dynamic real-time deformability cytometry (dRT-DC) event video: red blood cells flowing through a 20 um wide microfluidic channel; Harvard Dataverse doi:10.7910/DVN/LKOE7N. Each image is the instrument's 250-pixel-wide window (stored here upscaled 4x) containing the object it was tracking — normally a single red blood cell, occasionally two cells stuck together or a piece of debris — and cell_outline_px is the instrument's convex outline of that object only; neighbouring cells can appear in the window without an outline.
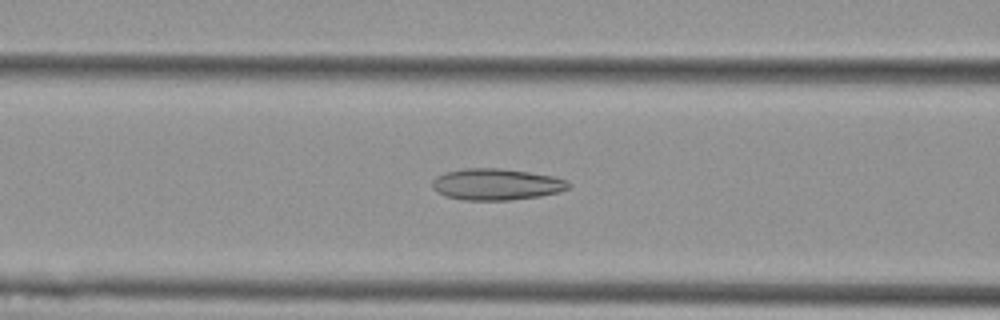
{"species": "Egyptian fruit bat (a non-hibernating species)", "species_latin": "Rousettus aegyptiacus", "temperature_condition": "cold", "stored_images_in_passage": 55, "camera_frame_rate_fps": 3000, "um_per_image_px": 0.085, "animal": {"sex": "female"}, "frame": {"image": 1, "passage_image": 22, "time_ms": 7.0, "image_size_px": [1000, 320], "cell_outline_px": [[572, 184], [568, 188], [560, 192], [540, 196], [512, 200], [464, 200], [448, 196], [432, 188], [432, 180], [436, 176], [444, 172], [464, 168], [500, 168], [528, 172], [552, 176], [568, 180]], "centroid_in_image_um": [42.21, 15.66], "position_along_channel_um": 124.4, "area_um2": 25.03}}
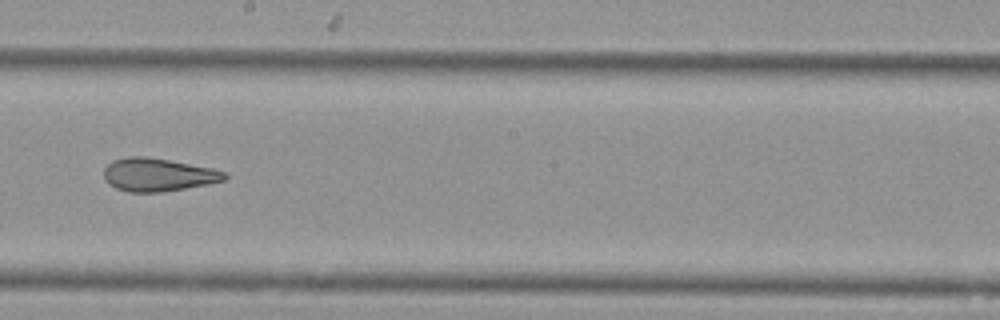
{"frame": {"image": 2, "passage_image": 31, "time_ms": 10.0, "image_size_px": [1000, 320], "cell_outline_px": [[228, 176], [224, 180], [208, 184], [160, 192], [128, 192], [116, 188], [108, 184], [104, 180], [104, 168], [112, 160], [128, 156], [144, 156], [168, 160], [212, 168], [224, 172]], "centroid_in_image_um": [13.38, 14.85], "position_along_channel_um": 234.8, "area_um2": 23.18}}
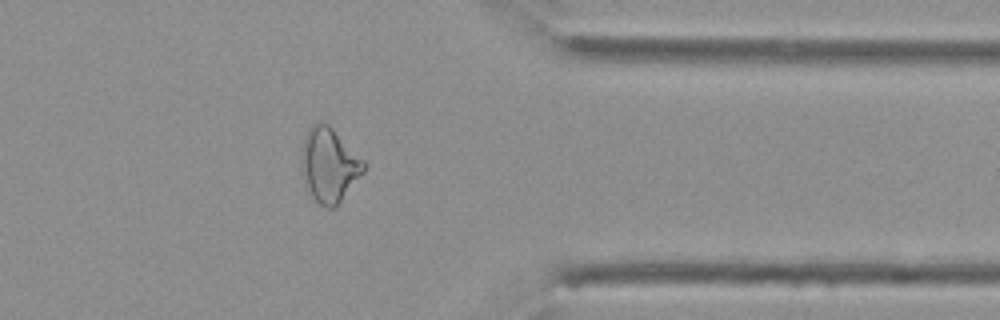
{"frame": {"image": 3, "passage_image": 44, "time_ms": 14.333, "image_size_px": [1000, 320], "cell_outline_px": [[364, 172], [340, 200], [332, 208], [328, 208], [320, 204], [312, 196], [300, 176], [300, 148], [308, 128], [316, 120], [324, 120], [364, 160]], "centroid_in_image_um": [27.91, 13.96], "position_along_channel_um": 383.5, "area_um2": 27.11}, "authors_computed_cell_mechanics": {"area_um2": 27.1082, "velocity_mm_per_s": 3.6915, "shape_relaxation_time_tau1_ms": null, "shape_relaxation_time_tau2_ms": 2.9149, "deformation_change_tau1": null, "deformation_change_tau2": 0.1151}}